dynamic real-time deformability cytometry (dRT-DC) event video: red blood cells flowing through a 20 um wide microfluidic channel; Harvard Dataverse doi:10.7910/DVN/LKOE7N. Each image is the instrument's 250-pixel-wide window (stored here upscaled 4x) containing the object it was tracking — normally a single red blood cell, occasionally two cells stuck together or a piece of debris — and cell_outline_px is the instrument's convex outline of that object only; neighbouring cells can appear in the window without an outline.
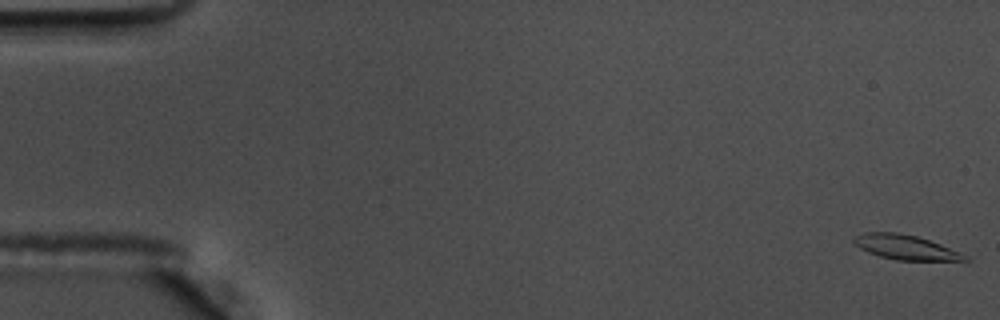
{"species": "common noctule bat (a hibernating species)", "species_latin": "Nyctalus noctula", "temperature_condition": "warm", "stored_images_in_passage": 57, "camera_frame_rate_fps": 3000, "um_per_image_px": 0.085, "animal": {"sex": "male", "body_mass_g": 17.5, "forearm_length_mm": 52.3}, "frame": {"image": 1, "passage_image": 1, "time_ms": 0.0, "image_size_px": [1000, 320], "cell_outline_px": [[968, 260], [896, 260], [880, 256], [868, 252], [860, 248], [852, 240], [856, 236], [864, 232], [900, 232], [916, 236], [940, 244], [968, 256]], "centroid_in_image_um": [76.94, 21.01], "position_along_channel_um": 8.1, "area_um2": 15.66}}
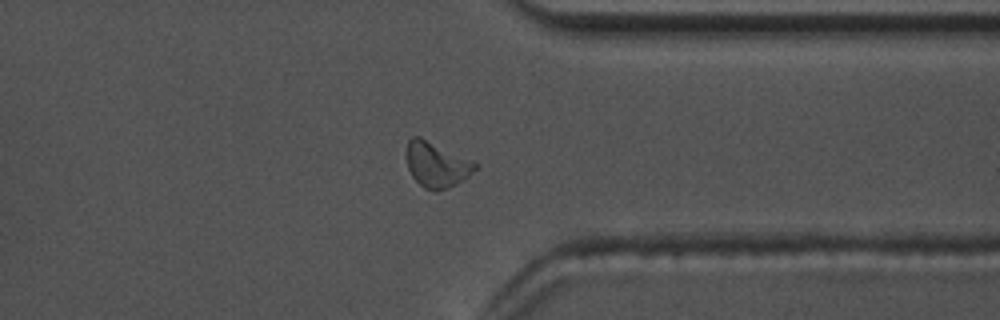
{"frame": {"image": 2, "passage_image": 45, "time_ms": 14.667, "image_size_px": [1000, 320], "cell_outline_px": [[480, 168], [464, 180], [456, 184], [436, 192], [432, 192], [424, 188], [412, 176], [408, 168], [408, 140], [412, 136], [420, 136], [472, 160], [480, 164]], "centroid_in_image_um": [37.17, 14.01], "position_along_channel_um": 374.2, "area_um2": 18.26}}
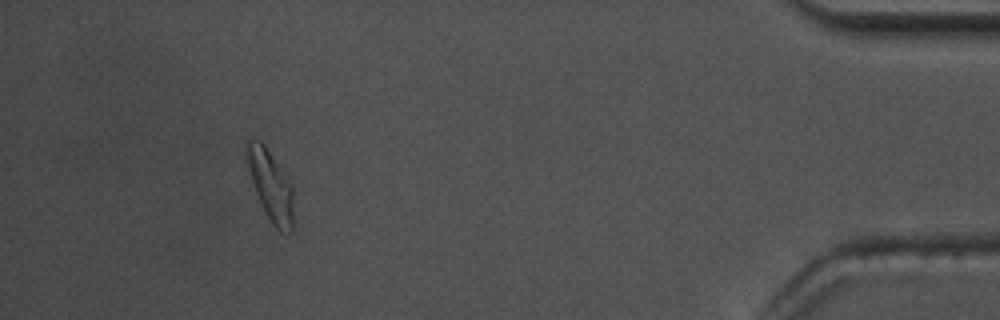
{"frame": {"image": 3, "passage_image": 53, "time_ms": 17.333, "image_size_px": [1000, 320], "cell_outline_px": [[292, 232], [288, 232], [276, 228], [272, 224], [256, 192], [248, 168], [244, 152], [244, 144], [248, 140], [260, 140], [264, 144], [292, 188]], "centroid_in_image_um": [22.95, 15.71], "position_along_channel_um": 412.3, "area_um2": 18.32}, "authors_computed_cell_mechanics": {"area_um2": 16.7042, "velocity_mm_per_s": 3.5792, "shape_relaxation_time_tau1_ms": 3.4584, "shape_relaxation_time_tau2_ms": 2.971, "deformation_change_tau1": 0.1582, "deformation_change_tau2": 0.1069}}